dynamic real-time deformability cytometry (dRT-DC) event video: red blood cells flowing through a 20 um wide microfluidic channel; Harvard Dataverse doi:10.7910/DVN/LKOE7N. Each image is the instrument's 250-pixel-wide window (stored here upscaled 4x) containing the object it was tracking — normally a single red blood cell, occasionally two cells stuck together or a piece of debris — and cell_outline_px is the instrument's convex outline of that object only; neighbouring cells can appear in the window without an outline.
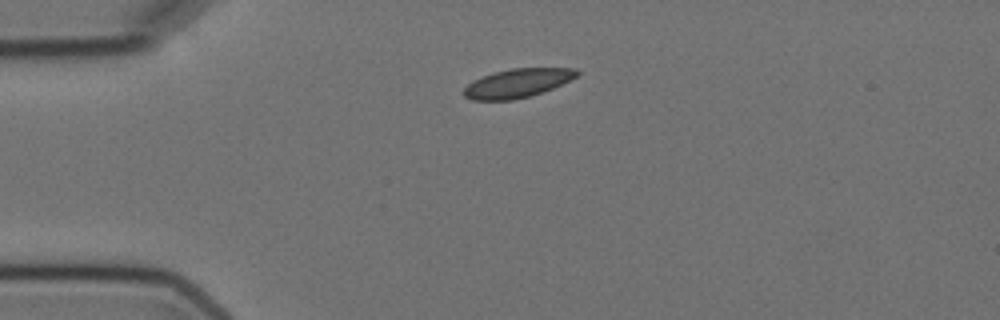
{"species": "Egyptian fruit bat (a non-hibernating species)", "species_latin": "Rousettus aegyptiacus", "temperature_condition": "cold", "stored_images_in_passage": 2, "camera_frame_rate_fps": 3000, "um_per_image_px": 0.085, "animal": {"sex": "female"}, "frame": {"image": 1, "passage_image": 2, "time_ms": 2.333, "image_size_px": [1000, 320], "cell_outline_px": [[580, 72], [576, 76], [552, 88], [528, 96], [512, 100], [472, 100], [464, 96], [460, 92], [472, 80], [492, 72], [512, 68], [576, 68]], "centroid_in_image_um": [43.9, 7.06], "position_along_channel_um": 41.1, "area_um2": 18.9}}